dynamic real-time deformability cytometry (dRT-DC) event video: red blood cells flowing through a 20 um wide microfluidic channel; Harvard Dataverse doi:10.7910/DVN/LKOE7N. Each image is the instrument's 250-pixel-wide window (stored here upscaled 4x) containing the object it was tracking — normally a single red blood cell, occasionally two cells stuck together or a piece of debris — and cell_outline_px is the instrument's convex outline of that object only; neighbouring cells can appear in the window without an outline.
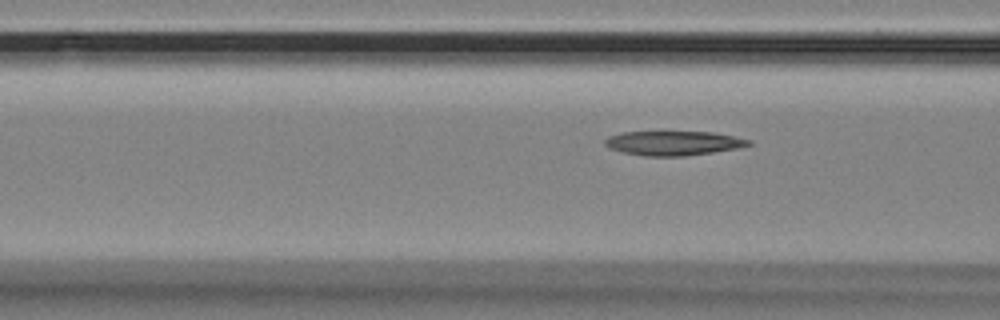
{"species": "Egyptian fruit bat (a non-hibernating species)", "species_latin": "Rousettus aegyptiacus", "temperature_condition": "room temperature", "stored_images_in_passage": 16, "segment_of_instrument_passage": [1, 2], "camera_frame_rate_fps": 3000, "um_per_image_px": 0.085, "animal": {"sex": "female"}, "frame": {"image": 1, "passage_image": 6, "time_ms": 1.667, "image_size_px": [1000, 320], "cell_outline_px": [[752, 144], [736, 148], [712, 152], [684, 156], [644, 156], [620, 152], [608, 148], [604, 144], [604, 140], [608, 136], [620, 132], [712, 132], [752, 140]], "centroid_in_image_um": [57.17, 12.17], "position_along_channel_um": 109.4, "area_um2": 20.4}}
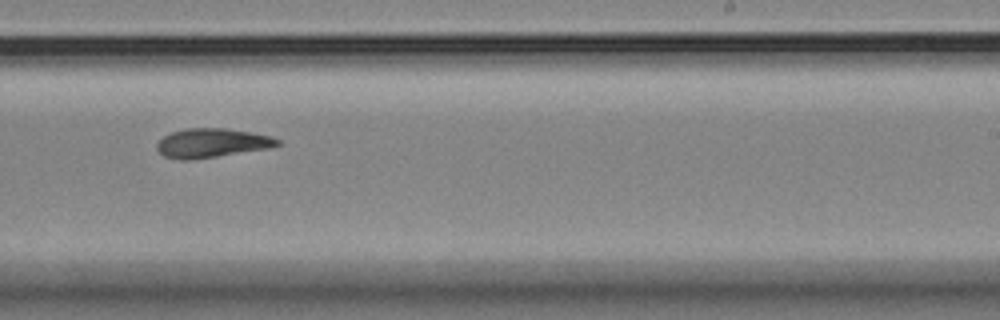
{"frame": {"image": 2, "passage_image": 10, "time_ms": 3.0, "image_size_px": [1000, 320], "cell_outline_px": [[280, 144], [268, 148], [192, 160], [180, 160], [164, 156], [156, 148], [156, 144], [164, 136], [172, 132], [184, 128], [228, 128], [268, 136], [280, 140]], "centroid_in_image_um": [17.95, 12.15], "position_along_channel_um": 271.0, "area_um2": 20.23}}
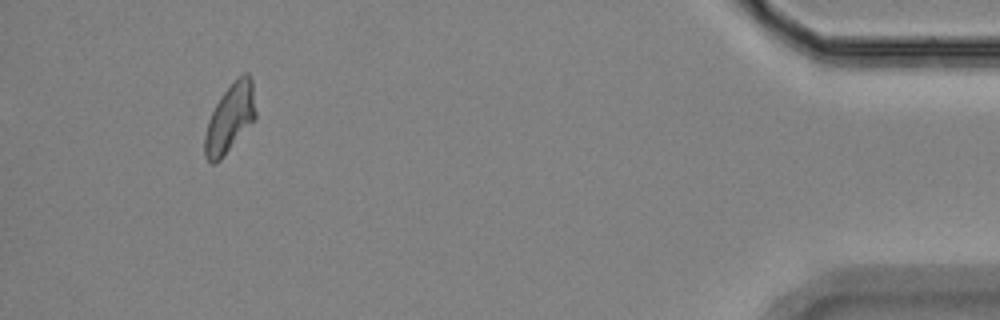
{"frame": {"image": 3, "passage_image": 15, "time_ms": 4.667, "image_size_px": [1000, 320], "cell_outline_px": [[256, 116], [220, 160], [216, 164], [212, 164], [204, 156], [204, 136], [208, 120], [216, 104], [224, 92], [244, 72], [248, 72], [252, 80], [256, 112]], "centroid_in_image_um": [19.52, 10.06], "position_along_channel_um": 415.7, "area_um2": 19.83}}